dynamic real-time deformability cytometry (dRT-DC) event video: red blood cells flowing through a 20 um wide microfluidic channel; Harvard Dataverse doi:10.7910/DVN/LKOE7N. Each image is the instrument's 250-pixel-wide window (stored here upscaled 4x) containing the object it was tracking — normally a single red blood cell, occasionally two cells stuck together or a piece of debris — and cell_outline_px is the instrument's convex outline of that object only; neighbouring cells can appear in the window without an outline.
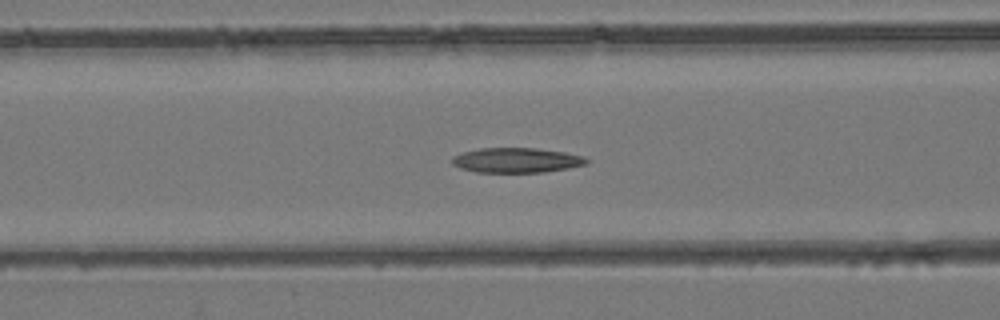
{"species": "common noctule bat (a hibernating species)", "species_latin": "Nyctalus noctula", "temperature_condition": "room temperature", "stored_images_in_passage": 39, "camera_frame_rate_fps": 3000, "um_per_image_px": 0.085, "animal": {"sex": "female", "body_mass_g": 24.6, "forearm_length_mm": 56.2}, "frame": {"image": 1, "passage_image": 10, "time_ms": 3.0, "image_size_px": [1000, 320], "cell_outline_px": [[588, 164], [568, 168], [544, 172], [476, 172], [460, 168], [452, 164], [452, 156], [464, 152], [480, 148], [536, 148], [564, 152], [584, 156], [588, 160]], "centroid_in_image_um": [43.91, 13.62], "position_along_channel_um": 122.7, "area_um2": 19.48}}
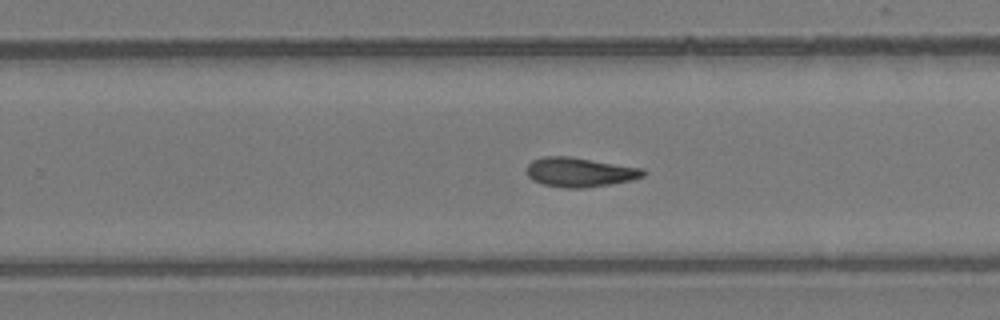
{"frame": {"image": 2, "passage_image": 21, "time_ms": 6.667, "image_size_px": [1000, 320], "cell_outline_px": [[648, 172], [644, 176], [632, 180], [584, 188], [564, 188], [544, 184], [532, 180], [524, 172], [528, 164], [532, 160], [544, 156], [568, 156], [644, 168]], "centroid_in_image_um": [49.27, 14.63], "position_along_channel_um": 280.5, "area_um2": 20.11}}
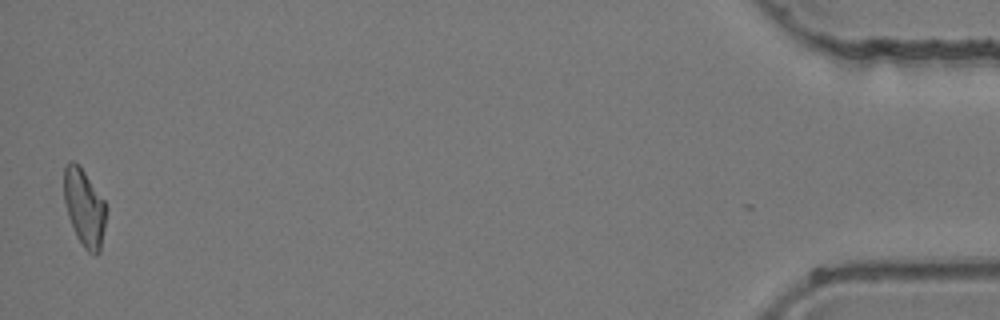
{"frame": {"image": 3, "passage_image": 38, "time_ms": 12.333, "image_size_px": [1000, 320], "cell_outline_px": [[108, 208], [100, 252], [96, 256], [88, 252], [84, 248], [76, 236], [68, 216], [64, 200], [64, 164], [68, 160], [72, 160], [80, 164], [104, 200]], "centroid_in_image_um": [7.18, 17.62], "position_along_channel_um": 428.0, "area_um2": 19.48}}